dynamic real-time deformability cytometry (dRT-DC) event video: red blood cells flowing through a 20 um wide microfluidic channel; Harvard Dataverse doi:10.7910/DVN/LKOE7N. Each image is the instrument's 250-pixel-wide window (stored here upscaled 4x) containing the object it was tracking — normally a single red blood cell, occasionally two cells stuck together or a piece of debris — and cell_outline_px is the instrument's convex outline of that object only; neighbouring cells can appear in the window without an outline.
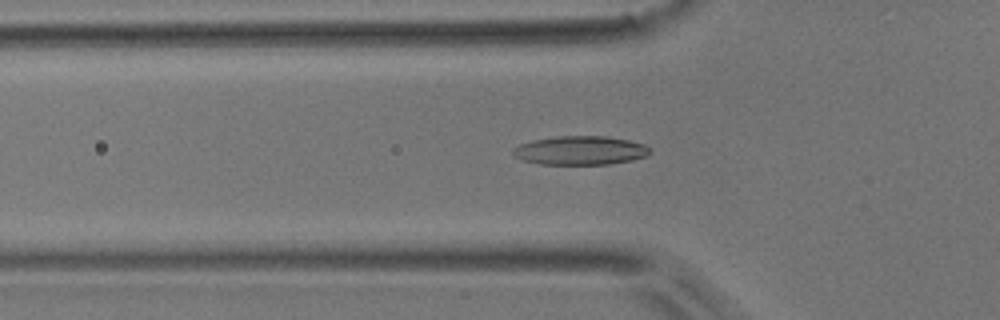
{"species": "common noctule bat (a hibernating species)", "species_latin": "Nyctalus noctula", "temperature_condition": "room temperature", "stored_images_in_passage": 50, "camera_frame_rate_fps": 3000, "um_per_image_px": 0.085, "animal": {"sex": "male", "body_mass_g": 17.9}, "frame": {"image": 1, "passage_image": 17, "time_ms": 5.333, "image_size_px": [1000, 320], "cell_outline_px": [[652, 152], [644, 156], [632, 160], [608, 164], [540, 164], [524, 160], [516, 156], [512, 152], [512, 148], [520, 144], [532, 140], [556, 136], [604, 136], [628, 140], [644, 144]], "centroid_in_image_um": [49.31, 12.78], "position_along_channel_um": 76.5, "area_um2": 22.83}}
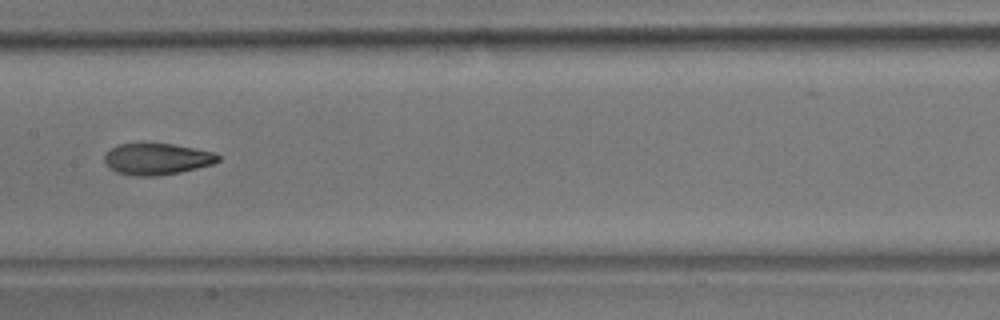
{"frame": {"image": 2, "passage_image": 26, "time_ms": 8.333, "image_size_px": [1000, 320], "cell_outline_px": [[220, 160], [212, 164], [180, 172], [156, 176], [136, 176], [116, 172], [108, 168], [104, 164], [104, 156], [112, 148], [120, 144], [172, 144], [216, 152], [220, 156]], "centroid_in_image_um": [13.34, 13.52], "position_along_channel_um": 194.1, "area_um2": 20.75}}
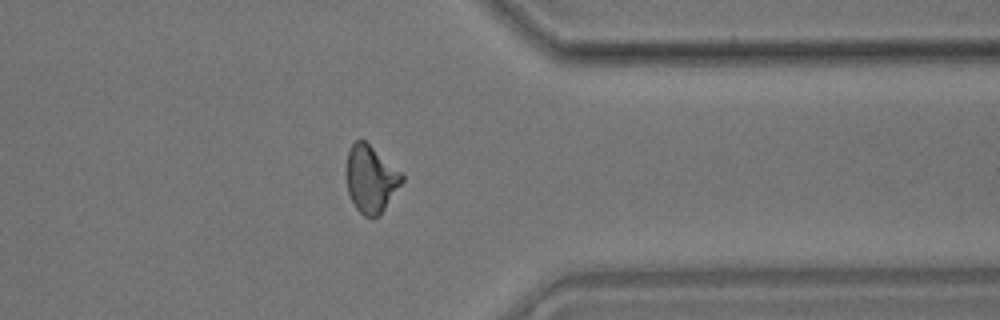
{"frame": {"image": 3, "passage_image": 41, "time_ms": 13.333, "image_size_px": [1000, 320], "cell_outline_px": [[404, 180], [380, 216], [364, 216], [356, 208], [348, 192], [348, 152], [352, 144], [356, 140], [364, 140], [400, 172], [404, 176]], "centroid_in_image_um": [31.54, 15.24], "position_along_channel_um": 379.9, "area_um2": 21.04}, "authors_computed_cell_mechanics": {"area_um2": 21.5594, "velocity_mm_per_s": 3.884, "shape_relaxation_time_tau1_ms": 7.4901, "shape_relaxation_time_tau2_ms": 1.7268, "deformation_change_tau1": 0.2187, "deformation_change_tau2": 0.0763}}